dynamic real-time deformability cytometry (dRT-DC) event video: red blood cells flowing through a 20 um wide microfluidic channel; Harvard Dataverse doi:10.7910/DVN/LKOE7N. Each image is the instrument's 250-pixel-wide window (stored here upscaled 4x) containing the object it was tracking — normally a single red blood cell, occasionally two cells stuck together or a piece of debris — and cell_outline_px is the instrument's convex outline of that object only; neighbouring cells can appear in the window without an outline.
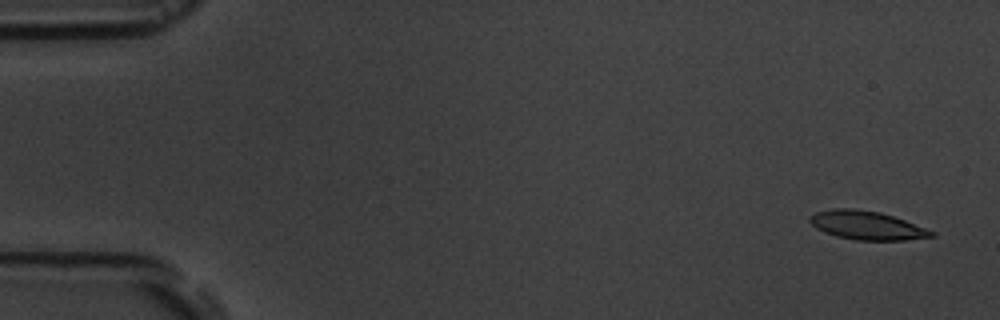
{"species": "common noctule bat (a hibernating species)", "species_latin": "Nyctalus noctula", "temperature_condition": "room temperature", "stored_images_in_passage": 6, "camera_frame_rate_fps": 3000, "um_per_image_px": 0.085, "animal": {"sex": "male", "body_mass_g": 19.5, "forearm_length_mm": 54.6}, "frame": {"image": 1, "passage_image": 1, "time_ms": 0.0, "image_size_px": [1000, 320], "cell_outline_px": [[936, 236], [904, 240], [856, 240], [836, 236], [824, 232], [816, 228], [808, 220], [808, 216], [816, 212], [832, 208], [852, 208], [880, 212], [904, 220], [936, 232]], "centroid_in_image_um": [73.65, 19.15], "position_along_channel_um": 11.4, "area_um2": 20.29}}